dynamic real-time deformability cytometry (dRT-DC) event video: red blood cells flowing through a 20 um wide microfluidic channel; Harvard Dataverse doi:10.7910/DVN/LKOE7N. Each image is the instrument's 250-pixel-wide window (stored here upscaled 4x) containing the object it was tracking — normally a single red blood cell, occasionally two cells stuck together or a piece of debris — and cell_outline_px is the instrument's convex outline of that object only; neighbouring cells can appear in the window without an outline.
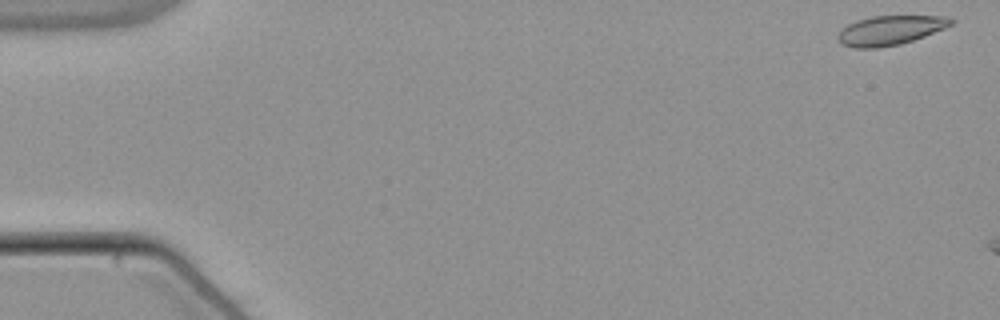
{"species": "common noctule bat (a hibernating species)", "species_latin": "Nyctalus noctula", "temperature_condition": "warm", "stored_images_in_passage": 8, "camera_frame_rate_fps": 3000, "um_per_image_px": 0.085, "animal": {"sex": "male", "body_mass_g": 21.5, "forearm_length_mm": 52.0}, "frame": {"image": 1, "passage_image": 1, "time_ms": 0.0, "image_size_px": [1000, 320], "cell_outline_px": [[956, 20], [952, 24], [944, 28], [924, 36], [900, 44], [880, 48], [856, 48], [840, 44], [836, 40], [836, 36], [848, 24], [856, 20], [872, 16], [948, 16]], "centroid_in_image_um": [75.64, 2.58], "position_along_channel_um": 9.4, "area_um2": 19.42}}